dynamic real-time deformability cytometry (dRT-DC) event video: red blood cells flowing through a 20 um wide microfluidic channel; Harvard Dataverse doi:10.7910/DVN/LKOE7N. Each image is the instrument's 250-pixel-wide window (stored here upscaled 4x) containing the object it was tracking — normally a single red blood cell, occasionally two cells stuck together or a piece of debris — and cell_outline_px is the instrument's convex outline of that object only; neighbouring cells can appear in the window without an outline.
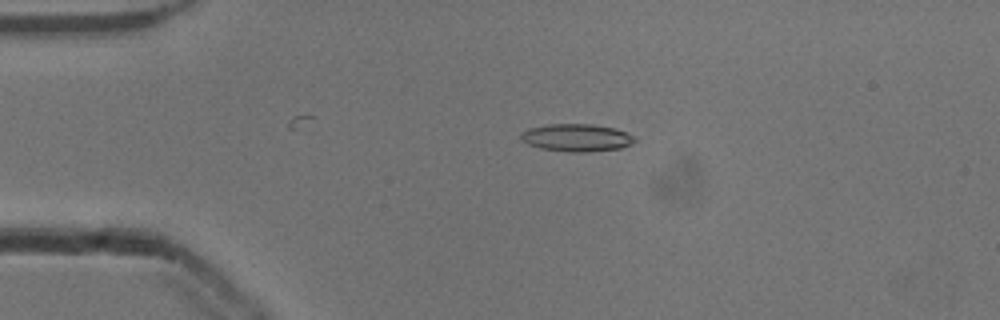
{"species": "common noctule bat (a hibernating species)", "species_latin": "Nyctalus noctula", "temperature_condition": "cold", "stored_images_in_passage": 49, "camera_frame_rate_fps": 3000, "um_per_image_px": 0.085, "animal": {"sex": "male", "body_mass_g": 13.3}, "frame": {"image": 1, "passage_image": 11, "time_ms": 3.333, "image_size_px": [1000, 320], "cell_outline_px": [[636, 140], [632, 144], [620, 148], [592, 152], [568, 152], [540, 148], [528, 144], [520, 140], [520, 132], [528, 128], [548, 124], [592, 124], [616, 128], [636, 136]], "centroid_in_image_um": [49.02, 11.7], "position_along_channel_um": 36.0, "area_um2": 18.61}}
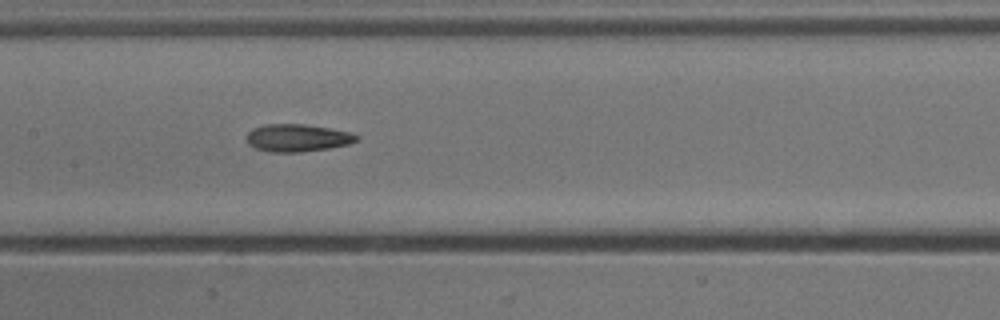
{"frame": {"image": 2, "passage_image": 25, "time_ms": 8.0, "image_size_px": [1000, 320], "cell_outline_px": [[356, 140], [348, 144], [328, 148], [300, 152], [268, 152], [256, 148], [248, 144], [248, 132], [252, 128], [264, 124], [304, 124], [352, 132], [356, 136]], "centroid_in_image_um": [25.24, 11.71], "position_along_channel_um": 182.2, "area_um2": 17.46}}
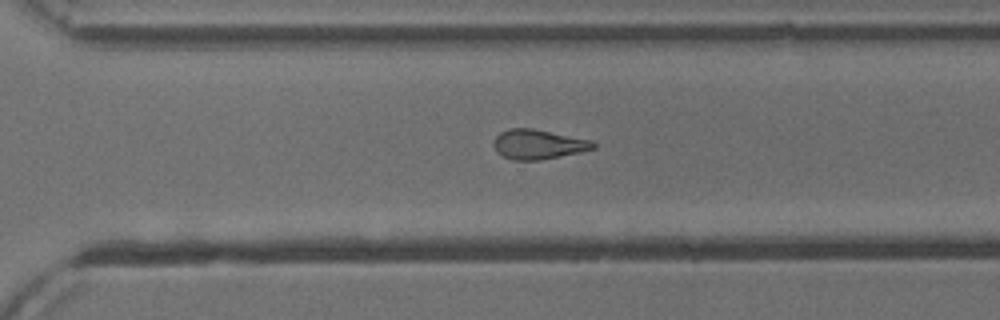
{"frame": {"image": 3, "passage_image": 36, "time_ms": 11.667, "image_size_px": [1000, 320], "cell_outline_px": [[596, 148], [580, 152], [540, 160], [512, 160], [496, 152], [492, 144], [492, 140], [500, 132], [508, 128], [532, 128], [592, 140], [596, 144]], "centroid_in_image_um": [45.72, 12.26], "position_along_channel_um": 324.9, "area_um2": 17.34}, "authors_computed_cell_mechanics": {"area_um2": 17.2822, "velocity_mm_per_s": 3.9178, "shape_relaxation_time_tau1_ms": 6.9251, "shape_relaxation_time_tau2_ms": 5.2144, "deformation_change_tau1": 0.1777, "deformation_change_tau2": 0.1362}}